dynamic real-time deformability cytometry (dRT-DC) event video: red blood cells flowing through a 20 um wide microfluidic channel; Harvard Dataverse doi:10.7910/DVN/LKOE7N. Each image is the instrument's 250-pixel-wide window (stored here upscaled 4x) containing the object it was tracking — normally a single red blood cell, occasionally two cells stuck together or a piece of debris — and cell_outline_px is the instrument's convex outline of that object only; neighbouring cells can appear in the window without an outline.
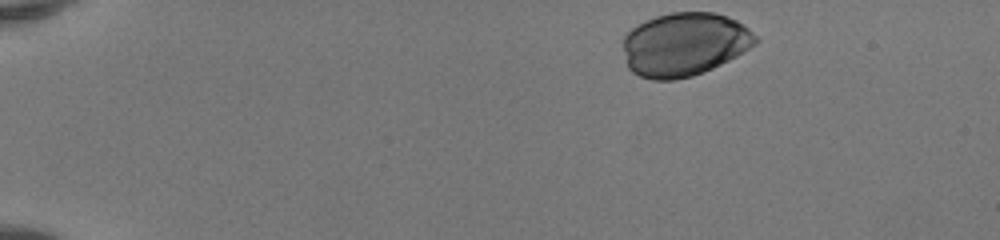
{"species": "human", "species_latin": "Homo sapiens", "temperature_condition": "room temperature", "stored_images_in_passage": 38, "camera_frame_rate_fps": 3000, "um_per_image_px": 0.085, "donor": {"sex": "female"}, "frame": {"image": 1, "passage_image": 1, "time_ms": 0.0, "image_size_px": [1000, 240], "cell_outline_px": [[760, 40], [756, 44], [736, 56], [712, 68], [692, 76], [676, 80], [652, 80], [640, 76], [632, 72], [628, 68], [624, 52], [624, 36], [636, 24], [656, 16], [672, 12], [716, 12], [736, 20], [748, 28]], "centroid_in_image_um": [58.17, 3.76], "position_along_channel_um": 26.8, "area_um2": 49.01}}
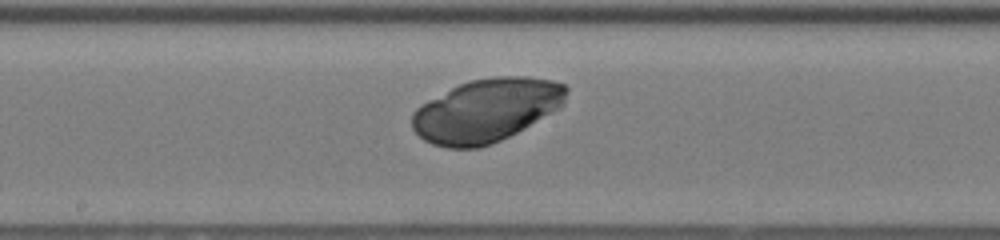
{"frame": {"image": 2, "passage_image": 22, "time_ms": 7.0, "image_size_px": [1000, 240], "cell_outline_px": [[568, 88], [564, 104], [560, 108], [524, 128], [492, 144], [480, 148], [448, 148], [432, 144], [424, 140], [412, 128], [412, 112], [420, 104], [460, 84], [472, 80], [496, 76], [528, 76], [552, 80], [564, 84]], "centroid_in_image_um": [41.34, 9.38], "position_along_channel_um": 206.9, "area_um2": 56.82}}
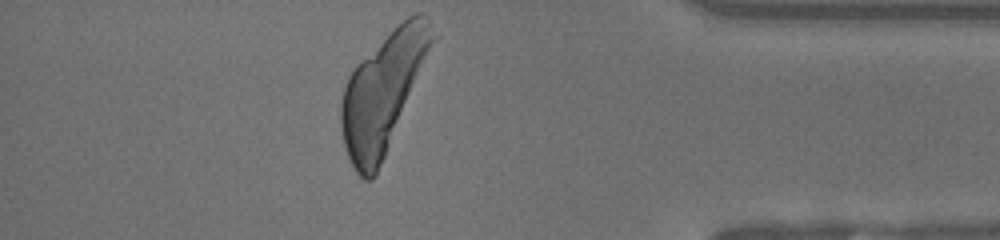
{"frame": {"image": 3, "passage_image": 38, "time_ms": 12.333, "image_size_px": [1000, 240], "cell_outline_px": [[440, 36], [376, 176], [372, 180], [364, 180], [356, 172], [348, 160], [344, 144], [340, 124], [340, 104], [344, 88], [348, 76], [356, 64], [408, 16], [416, 12], [424, 12], [428, 16]], "centroid_in_image_um": [32.64, 7.81], "position_along_channel_um": 402.6, "area_um2": 64.22}}